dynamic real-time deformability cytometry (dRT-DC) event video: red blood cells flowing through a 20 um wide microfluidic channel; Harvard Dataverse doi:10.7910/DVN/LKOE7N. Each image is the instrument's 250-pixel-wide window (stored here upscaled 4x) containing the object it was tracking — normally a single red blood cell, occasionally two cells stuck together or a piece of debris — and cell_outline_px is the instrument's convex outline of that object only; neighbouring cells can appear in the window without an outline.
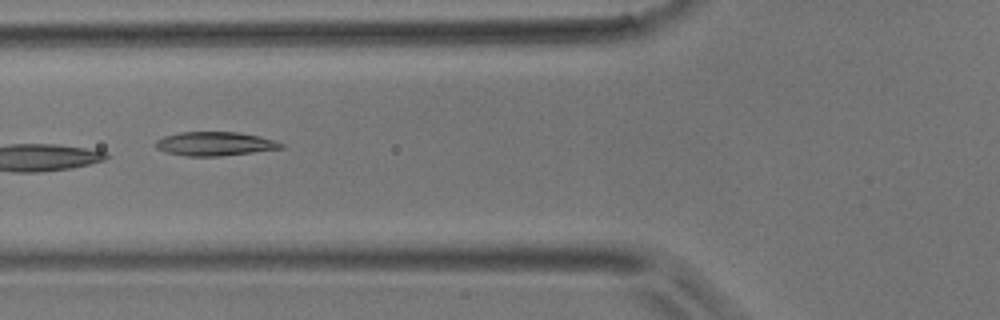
{"species": "common noctule bat (a hibernating species)", "species_latin": "Nyctalus noctula", "temperature_condition": "room temperature", "stored_images_in_passage": 5, "camera_frame_rate_fps": 3000, "um_per_image_px": 0.085, "animal": {"sex": "male", "body_mass_g": 17.9}, "frame": {"image": 1, "passage_image": 4, "time_ms": 1.0, "image_size_px": [1000, 320], "cell_outline_px": [[284, 148], [220, 156], [188, 156], [164, 152], [156, 148], [156, 140], [164, 136], [180, 132], [240, 132], [260, 136], [276, 140], [284, 144]], "centroid_in_image_um": [18.28, 12.21], "position_along_channel_um": 107.5, "area_um2": 17.51}}
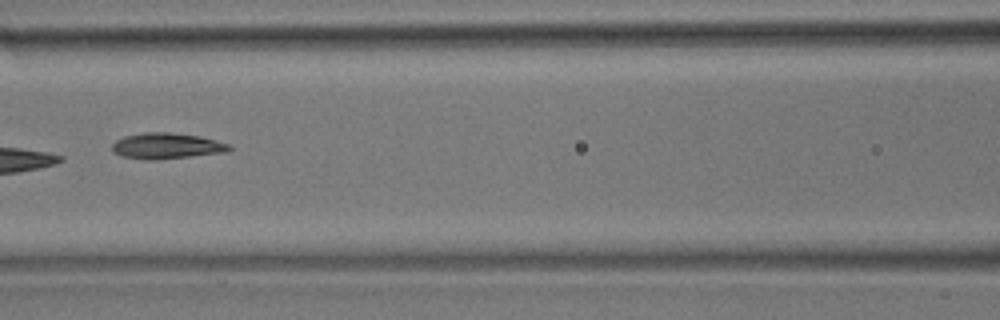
{"frame": {"image": 2, "passage_image": 5, "time_ms": 1.333, "image_size_px": [1000, 320], "cell_outline_px": [[232, 148], [228, 152], [152, 160], [144, 160], [120, 156], [112, 152], [112, 144], [116, 140], [124, 136], [144, 132], [168, 132], [200, 136], [216, 140], [228, 144]], "centroid_in_image_um": [14.13, 12.4], "position_along_channel_um": 152.5, "area_um2": 17.74}}